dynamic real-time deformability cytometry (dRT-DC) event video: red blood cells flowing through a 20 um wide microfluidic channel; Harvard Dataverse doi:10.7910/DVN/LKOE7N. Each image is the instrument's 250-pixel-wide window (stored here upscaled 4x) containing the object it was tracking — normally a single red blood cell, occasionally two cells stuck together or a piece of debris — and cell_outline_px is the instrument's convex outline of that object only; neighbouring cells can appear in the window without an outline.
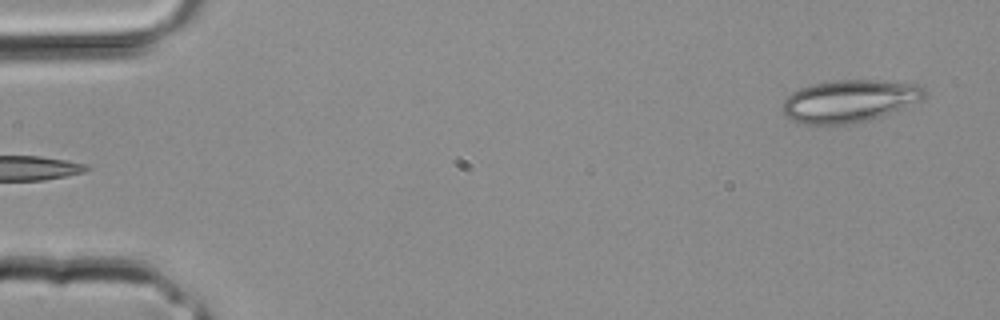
{"species": "common noctule bat (a hibernating species)", "species_latin": "Nyctalus noctula", "temperature_condition": "room temperature", "stored_images_in_passage": 3, "segment_of_instrument_passage": [2, 2], "camera_frame_rate_fps": 3000, "um_per_image_px": 0.085, "animal": {"sex": "male", "body_mass_g": 20.4}, "frame": {"image": 1, "passage_image": 3, "time_ms": 0.667, "image_size_px": [1000, 320], "cell_outline_px": [[928, 92], [924, 100], [880, 116], [868, 120], [848, 124], [800, 124], [784, 116], [780, 108], [784, 100], [792, 92], [800, 88], [812, 84], [832, 80], [876, 80], [920, 84]], "centroid_in_image_um": [72.2, 8.58], "position_along_channel_um": 12.8, "area_um2": 35.43}}